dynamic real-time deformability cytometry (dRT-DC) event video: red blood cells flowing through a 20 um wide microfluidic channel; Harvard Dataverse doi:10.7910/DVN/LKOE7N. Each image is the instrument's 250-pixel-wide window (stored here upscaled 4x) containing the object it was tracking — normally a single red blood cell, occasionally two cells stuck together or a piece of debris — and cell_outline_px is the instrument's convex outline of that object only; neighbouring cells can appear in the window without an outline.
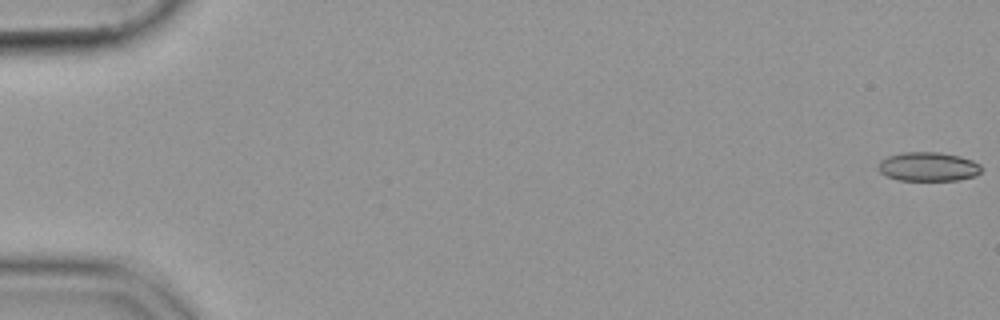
{"species": "common noctule bat (a hibernating species)", "species_latin": "Nyctalus noctula", "temperature_condition": "cold", "stored_images_in_passage": 56, "camera_frame_rate_fps": 3000, "um_per_image_px": 0.085, "animal": {"sex": "female", "body_mass_g": 19.9}, "frame": {"image": 1, "passage_image": 1, "time_ms": 0.0, "image_size_px": [1000, 320], "cell_outline_px": [[984, 168], [976, 176], [960, 180], [900, 180], [888, 176], [880, 172], [880, 160], [888, 156], [904, 152], [936, 152], [960, 156], [972, 160], [980, 164]], "centroid_in_image_um": [78.96, 14.17], "position_along_channel_um": 6.0, "area_um2": 17.4}}
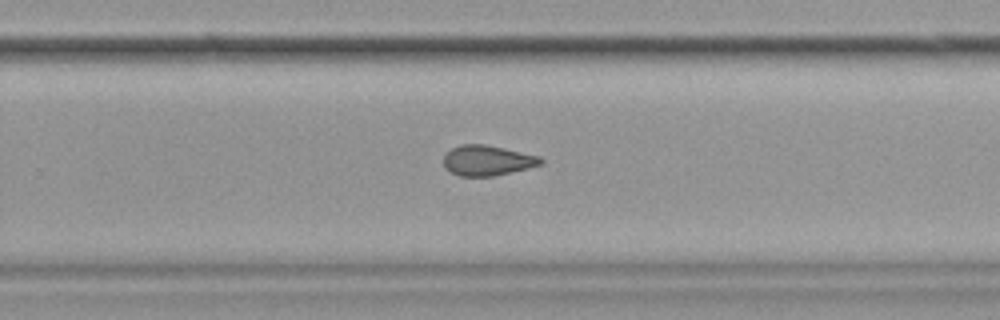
{"frame": {"image": 2, "passage_image": 37, "time_ms": 12.0, "image_size_px": [1000, 320], "cell_outline_px": [[544, 160], [540, 164], [528, 168], [492, 176], [460, 176], [444, 168], [444, 156], [452, 148], [460, 144], [484, 144], [504, 148], [540, 156]], "centroid_in_image_um": [41.41, 13.63], "position_along_channel_um": 288.4, "area_um2": 16.99}}
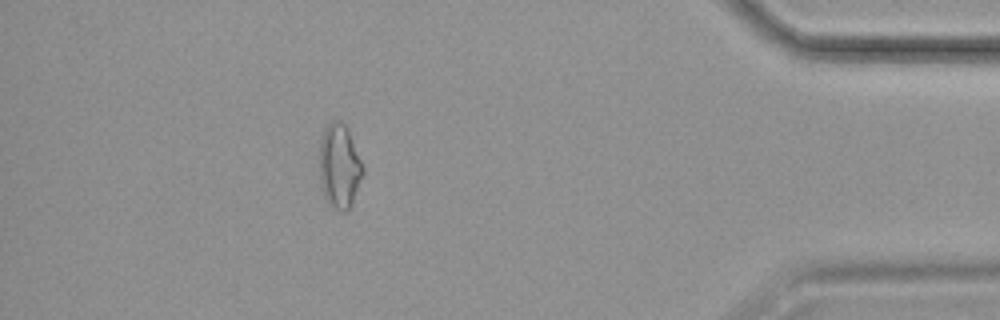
{"frame": {"image": 3, "passage_image": 50, "time_ms": 16.333, "image_size_px": [1000, 320], "cell_outline_px": [[364, 172], [352, 204], [344, 212], [340, 212], [328, 204], [324, 196], [320, 180], [320, 140], [324, 128], [332, 120], [340, 120], [348, 128], [364, 168]], "centroid_in_image_um": [28.85, 14.12], "position_along_channel_um": 406.3, "area_um2": 21.44}}